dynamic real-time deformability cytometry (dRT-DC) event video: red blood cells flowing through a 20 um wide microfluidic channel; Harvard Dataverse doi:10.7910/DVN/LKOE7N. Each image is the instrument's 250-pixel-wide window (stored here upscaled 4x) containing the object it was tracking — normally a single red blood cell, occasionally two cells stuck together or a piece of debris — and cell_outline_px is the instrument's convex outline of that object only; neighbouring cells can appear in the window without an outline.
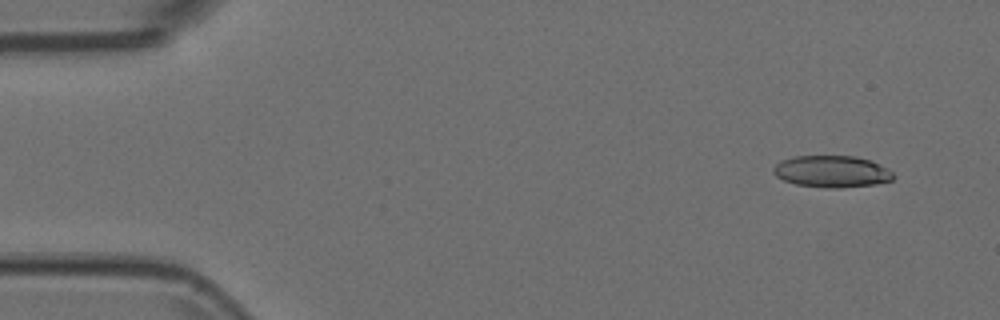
{"species": "Egyptian fruit bat (a non-hibernating species)", "species_latin": "Rousettus aegyptiacus", "temperature_condition": "room temperature", "stored_images_in_passage": 20, "camera_frame_rate_fps": 3000, "um_per_image_px": 0.085, "animal": {"sex": "female"}, "frame": {"image": 1, "passage_image": 3, "time_ms": 0.667, "image_size_px": [1000, 320], "cell_outline_px": [[896, 176], [892, 180], [876, 184], [840, 188], [828, 188], [796, 184], [784, 180], [776, 176], [772, 172], [772, 168], [780, 160], [792, 156], [856, 156], [872, 160], [888, 168]], "centroid_in_image_um": [70.72, 14.57], "position_along_channel_um": 14.3, "area_um2": 22.48}}
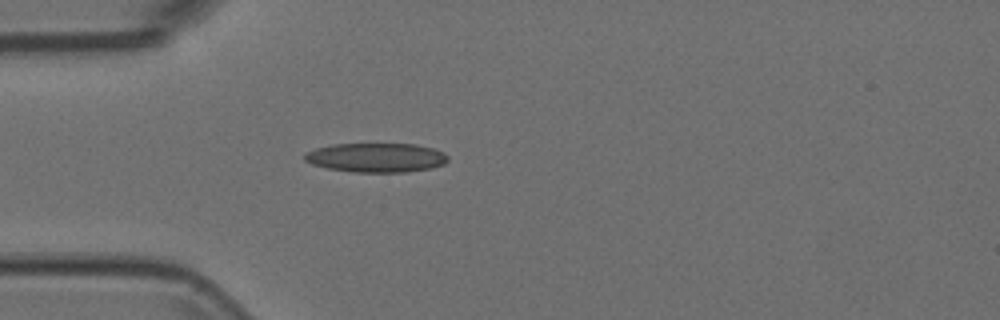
{"frame": {"image": 2, "passage_image": 14, "time_ms": 4.333, "image_size_px": [1000, 320], "cell_outline_px": [[448, 160], [444, 164], [432, 168], [408, 172], [352, 172], [328, 168], [312, 164], [304, 160], [304, 152], [316, 148], [332, 144], [416, 144], [432, 148], [444, 152], [448, 156]], "centroid_in_image_um": [31.98, 13.4], "position_along_channel_um": 53.0, "area_um2": 24.57}}
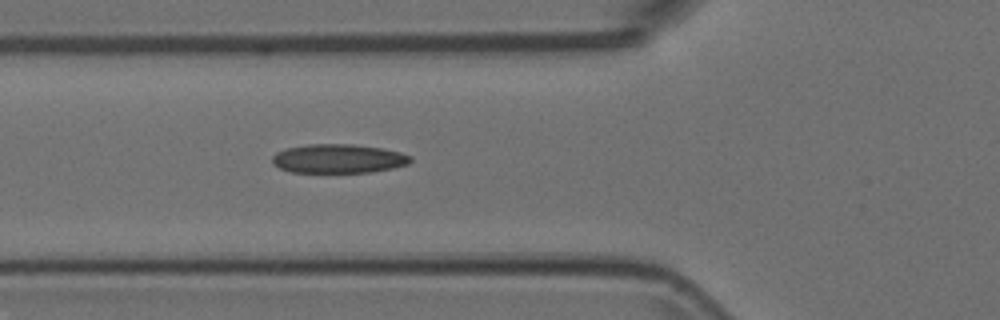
{"frame": {"image": 3, "passage_image": 18, "time_ms": 5.667, "image_size_px": [1000, 320], "cell_outline_px": [[412, 160], [408, 164], [392, 168], [372, 172], [292, 172], [280, 168], [272, 164], [272, 156], [276, 152], [288, 148], [308, 144], [352, 144], [384, 148], [400, 152], [412, 156]], "centroid_in_image_um": [28.78, 13.48], "position_along_channel_um": 97.0, "area_um2": 23.41}}